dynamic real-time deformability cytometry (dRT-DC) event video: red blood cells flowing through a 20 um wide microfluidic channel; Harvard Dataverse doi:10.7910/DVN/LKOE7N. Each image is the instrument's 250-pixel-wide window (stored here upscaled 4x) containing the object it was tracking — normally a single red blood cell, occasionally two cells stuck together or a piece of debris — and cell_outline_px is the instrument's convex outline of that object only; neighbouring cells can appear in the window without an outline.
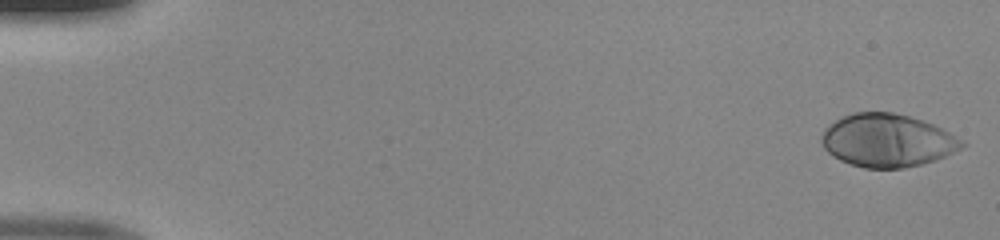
{"species": "human", "species_latin": "Homo sapiens", "temperature_condition": "room temperature", "stored_images_in_passage": 49, "camera_frame_rate_fps": 3000, "um_per_image_px": 0.085, "donor": {"sex": "male"}, "frame": {"image": 1, "passage_image": 1, "time_ms": 0.0, "image_size_px": [1000, 240], "cell_outline_px": [[968, 144], [936, 160], [904, 168], [864, 168], [840, 160], [832, 156], [824, 148], [820, 140], [820, 136], [824, 128], [828, 124], [852, 112], [892, 112], [924, 120], [948, 132]], "centroid_in_image_um": [75.37, 11.93], "position_along_channel_um": 9.6, "area_um2": 43.23}}
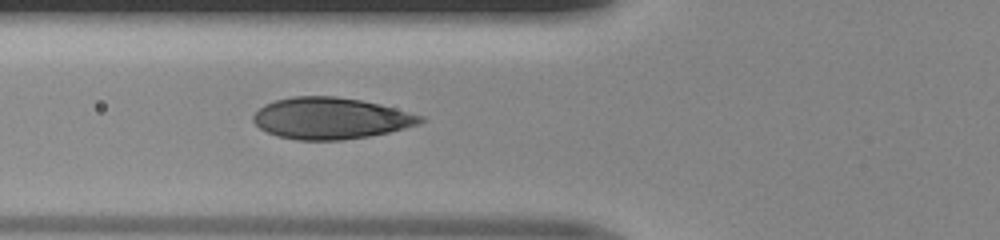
{"frame": {"image": 2, "passage_image": 19, "time_ms": 6.0, "image_size_px": [1000, 240], "cell_outline_px": [[428, 120], [420, 124], [388, 132], [368, 136], [344, 140], [296, 140], [276, 136], [260, 128], [252, 120], [252, 116], [264, 104], [276, 100], [292, 96], [336, 96], [360, 100], [380, 104], [424, 116]], "centroid_in_image_um": [28.12, 10.05], "position_along_channel_um": 97.7, "area_um2": 40.52}}
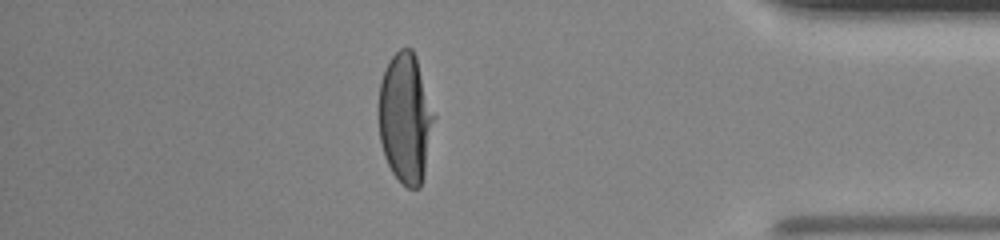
{"frame": {"image": 3, "passage_image": 43, "time_ms": 14.0, "image_size_px": [1000, 240], "cell_outline_px": [[436, 116], [424, 176], [420, 188], [408, 188], [392, 172], [384, 156], [380, 140], [376, 112], [380, 80], [388, 60], [400, 48], [412, 48], [416, 56]], "centroid_in_image_um": [34.44, 10.02], "position_along_channel_um": 400.8, "area_um2": 42.83}}